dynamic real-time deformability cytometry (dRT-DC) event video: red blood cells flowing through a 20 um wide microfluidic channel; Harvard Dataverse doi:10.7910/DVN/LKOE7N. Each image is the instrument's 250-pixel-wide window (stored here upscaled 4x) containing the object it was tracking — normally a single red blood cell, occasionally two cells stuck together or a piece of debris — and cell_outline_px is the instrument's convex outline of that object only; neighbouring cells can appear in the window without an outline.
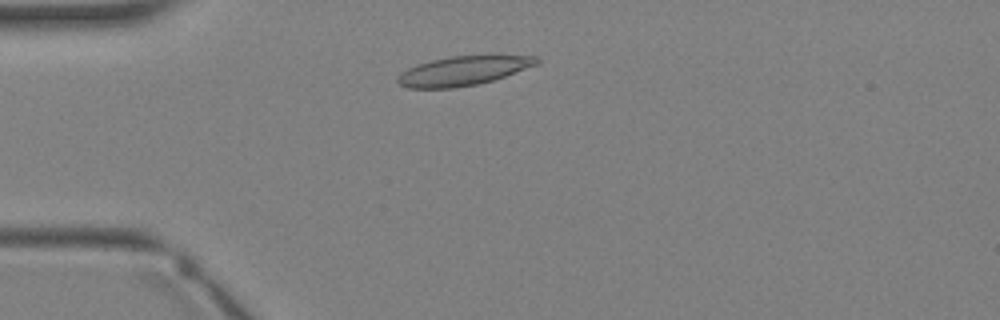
{"species": "Egyptian fruit bat (a non-hibernating species)", "species_latin": "Rousettus aegyptiacus", "temperature_condition": "warm", "stored_images_in_passage": 2, "camera_frame_rate_fps": 3000, "um_per_image_px": 0.085, "animal": {"sex": "female"}, "frame": {"image": 1, "passage_image": 2, "time_ms": 1.0, "image_size_px": [1000, 320], "cell_outline_px": [[540, 60], [536, 64], [504, 76], [492, 80], [476, 84], [452, 88], [408, 88], [400, 84], [396, 80], [396, 76], [400, 72], [408, 68], [432, 60], [452, 56], [536, 56]], "centroid_in_image_um": [39.29, 6.03], "position_along_channel_um": 45.7, "area_um2": 23.12}}